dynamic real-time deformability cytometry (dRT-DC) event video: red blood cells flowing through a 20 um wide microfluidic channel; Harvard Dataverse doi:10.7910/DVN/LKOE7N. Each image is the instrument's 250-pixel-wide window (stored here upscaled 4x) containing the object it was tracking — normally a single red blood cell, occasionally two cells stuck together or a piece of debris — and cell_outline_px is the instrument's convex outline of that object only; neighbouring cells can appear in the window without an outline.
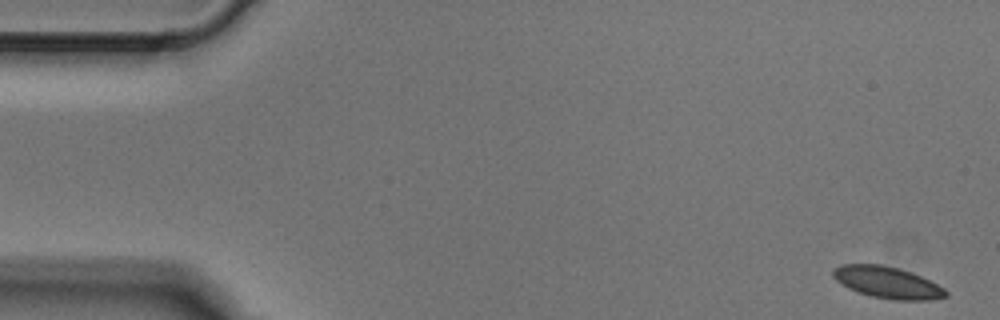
{"species": "Egyptian fruit bat (a non-hibernating species)", "species_latin": "Rousettus aegyptiacus", "temperature_condition": "cold", "stored_images_in_passage": 5, "camera_frame_rate_fps": 3000, "um_per_image_px": 0.085, "animal": {"sex": "male"}, "frame": {"image": 1, "passage_image": 1, "time_ms": 0.0, "image_size_px": [1000, 320], "cell_outline_px": [[948, 296], [928, 300], [892, 300], [872, 296], [848, 288], [836, 280], [832, 276], [832, 268], [840, 264], [880, 264], [912, 272], [944, 288], [948, 292]], "centroid_in_image_um": [75.4, 24.0], "position_along_channel_um": 9.6, "area_um2": 20.69}}
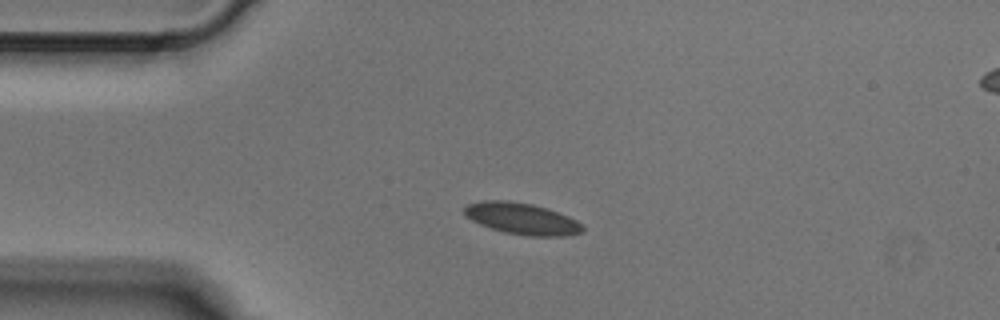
{"frame": {"image": 2, "passage_image": 4, "time_ms": 1.0, "image_size_px": [1000, 320], "cell_outline_px": [[584, 232], [568, 236], [528, 236], [504, 232], [480, 224], [464, 216], [464, 208], [468, 204], [480, 200], [508, 200], [532, 204], [568, 216], [576, 220], [584, 228]], "centroid_in_image_um": [44.34, 18.59], "position_along_channel_um": 40.7, "area_um2": 21.68}}